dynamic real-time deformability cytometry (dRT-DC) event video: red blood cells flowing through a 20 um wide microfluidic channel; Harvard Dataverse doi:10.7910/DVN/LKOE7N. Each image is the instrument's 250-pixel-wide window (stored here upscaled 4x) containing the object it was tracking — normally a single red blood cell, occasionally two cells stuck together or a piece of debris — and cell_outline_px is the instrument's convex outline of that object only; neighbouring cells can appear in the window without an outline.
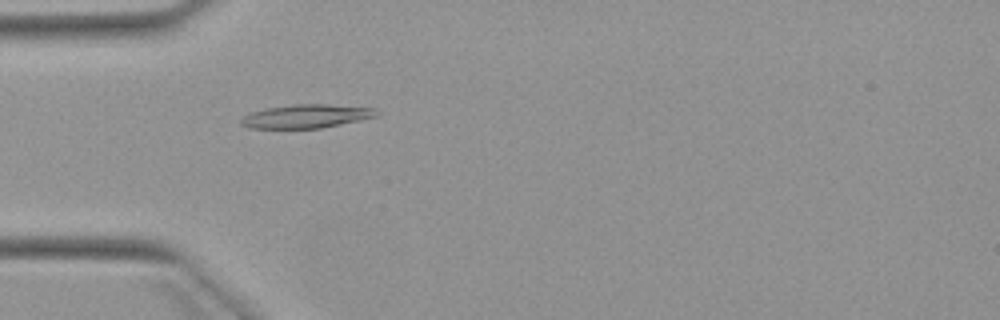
{"species": "Egyptian fruit bat (a non-hibernating species)", "species_latin": "Rousettus aegyptiacus", "temperature_condition": "warm", "stored_images_in_passage": 4, "camera_frame_rate_fps": 3000, "um_per_image_px": 0.085, "animal": {"sex": "female"}, "frame": {"image": 1, "passage_image": 4, "time_ms": 5.0, "image_size_px": [1000, 320], "cell_outline_px": [[380, 112], [376, 116], [360, 120], [320, 128], [248, 128], [240, 124], [240, 120], [244, 116], [252, 112], [264, 108], [292, 104], [328, 104], [372, 108]], "centroid_in_image_um": [26.0, 9.87], "position_along_channel_um": 59.0, "area_um2": 18.55}}